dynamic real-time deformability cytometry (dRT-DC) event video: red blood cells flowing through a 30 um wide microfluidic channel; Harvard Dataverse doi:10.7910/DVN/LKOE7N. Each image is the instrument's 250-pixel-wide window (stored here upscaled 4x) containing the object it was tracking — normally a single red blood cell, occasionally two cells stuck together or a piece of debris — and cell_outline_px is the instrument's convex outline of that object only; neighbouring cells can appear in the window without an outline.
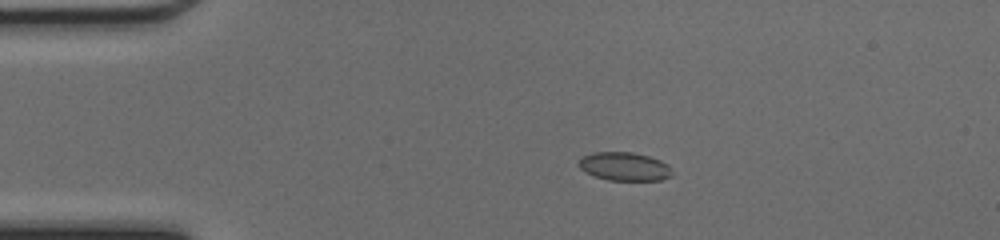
{"species": "common noctule bat (a hibernating species)", "species_latin": "Nyctalus noctula", "temperature_condition": "cold", "stored_images_in_passage": 39, "camera_frame_rate_fps": 3000, "um_per_image_px": 0.085, "animal": {"sex": "female", "body_mass_g": 17.0, "forearm_length_mm": 48.0}, "frame": {"image": 1, "passage_image": 1, "time_ms": 0.0, "image_size_px": [1000, 240], "cell_outline_px": [[672, 176], [660, 180], [608, 180], [596, 176], [580, 168], [576, 164], [580, 156], [592, 152], [632, 152], [648, 156], [660, 160], [668, 164], [672, 172]], "centroid_in_image_um": [53.05, 14.14], "position_along_channel_um": 31.9, "area_um2": 15.55}}
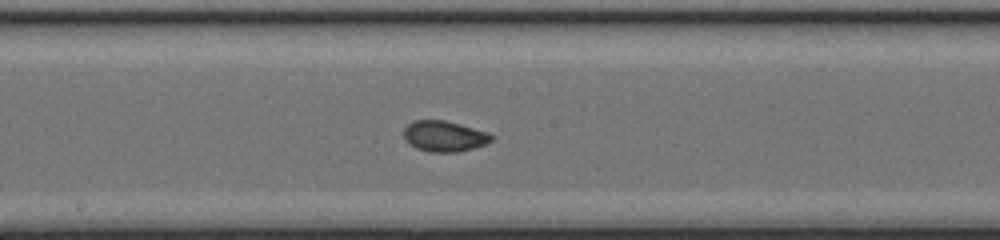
{"frame": {"image": 2, "passage_image": 17, "time_ms": 5.333, "image_size_px": [1000, 240], "cell_outline_px": [[492, 140], [484, 144], [472, 148], [456, 152], [428, 152], [416, 148], [408, 144], [404, 140], [404, 128], [412, 120], [444, 120], [460, 124], [488, 132], [492, 136]], "centroid_in_image_um": [37.71, 11.57], "position_along_channel_um": 210.5, "area_um2": 15.72}}
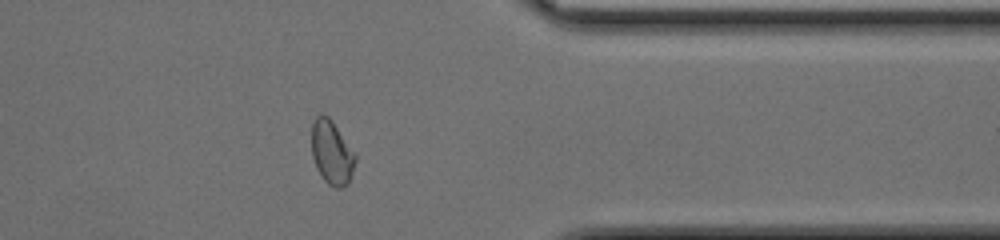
{"frame": {"image": 3, "passage_image": 30, "time_ms": 9.667, "image_size_px": [1000, 240], "cell_outline_px": [[356, 160], [348, 184], [340, 188], [336, 188], [328, 184], [324, 180], [316, 168], [312, 156], [312, 124], [316, 116], [328, 116], [332, 120], [356, 156]], "centroid_in_image_um": [28.19, 12.99], "position_along_channel_um": 383.2, "area_um2": 16.01}, "authors_computed_cell_mechanics": {"area_um2": 15.8372, "velocity_mm_per_s": 4.2803, "shape_relaxation_time_tau1_ms": 2.2451, "shape_relaxation_time_tau2_ms": 1.1026, "deformation_change_tau1": 0.0973, "deformation_change_tau2": 0.0402}}